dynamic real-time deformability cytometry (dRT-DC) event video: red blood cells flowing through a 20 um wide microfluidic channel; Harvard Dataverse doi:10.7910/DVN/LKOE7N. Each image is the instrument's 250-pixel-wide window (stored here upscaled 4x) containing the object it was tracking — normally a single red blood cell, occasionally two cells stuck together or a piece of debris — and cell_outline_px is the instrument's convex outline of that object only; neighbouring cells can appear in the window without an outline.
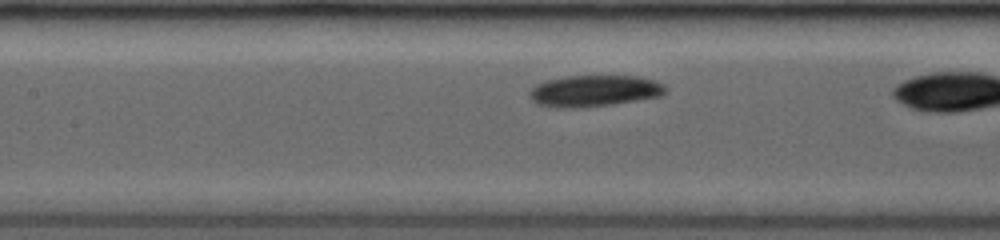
{"species": "common noctule bat (a hibernating species)", "species_latin": "Nyctalus noctula", "temperature_condition": "room temperature", "stored_images_in_passage": 10, "camera_frame_rate_fps": 3500, "um_per_image_px": 0.085, "animal": {"sex": "female", "body_mass_g": 19.0, "forearm_length_mm": 53.3}, "frame": {"image": 1, "passage_image": 6, "time_ms": 2.286, "image_size_px": [1000, 240], "cell_outline_px": [[664, 92], [660, 96], [612, 104], [584, 108], [556, 108], [536, 104], [528, 96], [528, 92], [536, 84], [544, 80], [564, 76], [640, 76], [656, 80], [664, 84]], "centroid_in_image_um": [50.44, 7.72], "position_along_channel_um": 157.0, "area_um2": 25.2}}